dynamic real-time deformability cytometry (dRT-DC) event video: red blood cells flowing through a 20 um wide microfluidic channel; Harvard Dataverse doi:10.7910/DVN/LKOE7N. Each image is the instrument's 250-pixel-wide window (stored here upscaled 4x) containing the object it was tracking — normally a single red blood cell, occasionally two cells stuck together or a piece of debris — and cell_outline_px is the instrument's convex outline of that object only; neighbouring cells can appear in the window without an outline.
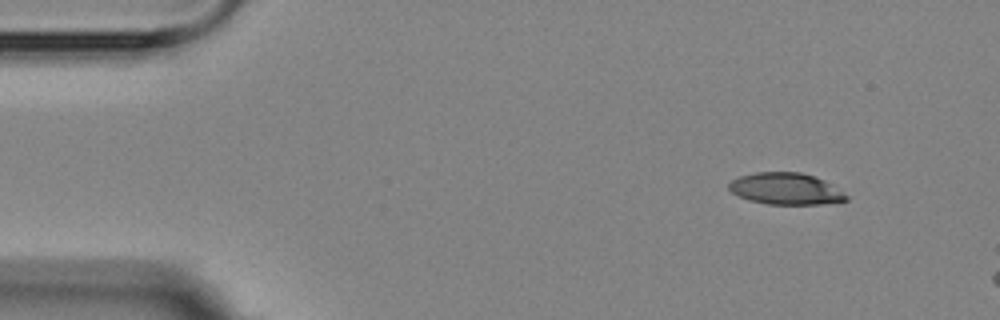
{"species": "Egyptian fruit bat (a non-hibernating species)", "species_latin": "Rousettus aegyptiacus", "temperature_condition": "room temperature", "stored_images_in_passage": 3, "camera_frame_rate_fps": 3000, "um_per_image_px": 0.085, "animal": {"sex": "female"}, "frame": {"image": 1, "passage_image": 1, "time_ms": 0.0, "image_size_px": [1000, 320], "cell_outline_px": [[848, 200], [820, 204], [768, 204], [748, 200], [732, 192], [728, 188], [728, 184], [732, 180], [740, 176], [756, 172], [800, 172], [824, 180], [844, 192], [848, 196]], "centroid_in_image_um": [66.79, 16.04], "position_along_channel_um": 18.2, "area_um2": 21.5}}